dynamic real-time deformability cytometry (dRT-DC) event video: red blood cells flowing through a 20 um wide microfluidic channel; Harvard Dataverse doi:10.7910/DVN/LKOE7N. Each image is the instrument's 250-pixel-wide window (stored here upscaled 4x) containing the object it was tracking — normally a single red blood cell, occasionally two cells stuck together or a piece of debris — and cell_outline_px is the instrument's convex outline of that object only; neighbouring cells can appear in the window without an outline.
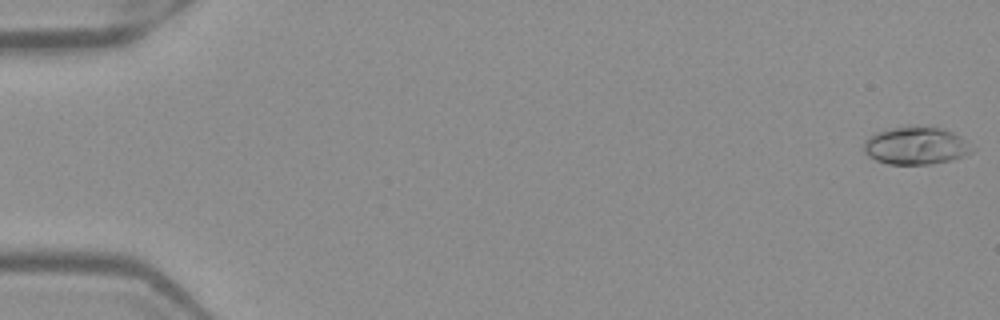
{"species": "Egyptian fruit bat (a non-hibernating species)", "species_latin": "Rousettus aegyptiacus", "temperature_condition": "warm", "stored_images_in_passage": 52, "camera_frame_rate_fps": 3000, "um_per_image_px": 0.085, "frame": {"image": 1, "passage_image": 1, "time_ms": 0.0, "image_size_px": [1000, 320], "cell_outline_px": [[972, 152], [948, 160], [932, 164], [888, 164], [876, 160], [868, 156], [864, 148], [864, 140], [876, 132], [892, 128], [940, 128], [952, 132], [960, 136]], "centroid_in_image_um": [77.77, 12.41], "position_along_channel_um": 7.2, "area_um2": 22.77}}
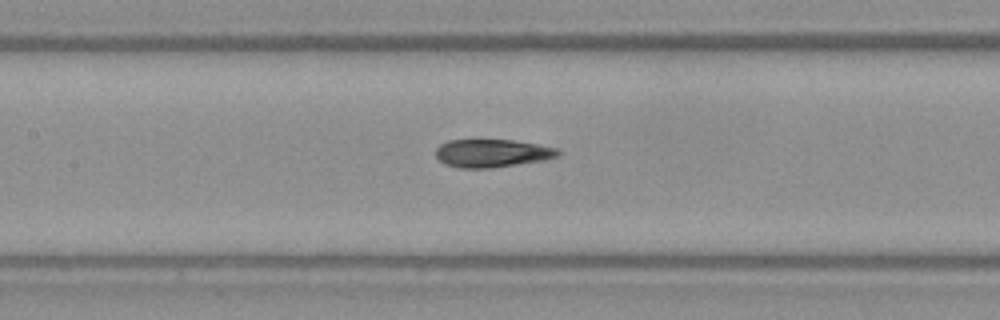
{"frame": {"image": 2, "passage_image": 25, "time_ms": 8.0, "image_size_px": [1000, 320], "cell_outline_px": [[560, 156], [544, 160], [492, 168], [460, 168], [444, 164], [436, 156], [436, 148], [440, 144], [448, 140], [512, 140], [536, 144], [556, 148], [560, 152]], "centroid_in_image_um": [41.81, 13.03], "position_along_channel_um": 165.6, "area_um2": 19.94}}
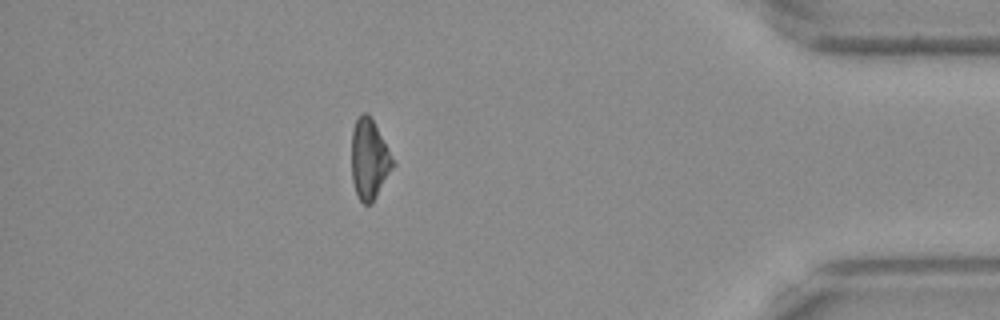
{"frame": {"image": 3, "passage_image": 46, "time_ms": 15.0, "image_size_px": [1000, 320], "cell_outline_px": [[396, 164], [372, 204], [364, 204], [356, 196], [352, 180], [352, 128], [356, 120], [364, 112], [368, 112]], "centroid_in_image_um": [31.39, 13.58], "position_along_channel_um": 403.8, "area_um2": 19.25}, "authors_computed_cell_mechanics": {"area_um2": 20.8369, "velocity_mm_per_s": 3.9897, "shape_relaxation_time_tau1_ms": 5.0384, "shape_relaxation_time_tau2_ms": 2.674, "deformation_change_tau1": 0.2019, "deformation_change_tau2": 0.0987}}